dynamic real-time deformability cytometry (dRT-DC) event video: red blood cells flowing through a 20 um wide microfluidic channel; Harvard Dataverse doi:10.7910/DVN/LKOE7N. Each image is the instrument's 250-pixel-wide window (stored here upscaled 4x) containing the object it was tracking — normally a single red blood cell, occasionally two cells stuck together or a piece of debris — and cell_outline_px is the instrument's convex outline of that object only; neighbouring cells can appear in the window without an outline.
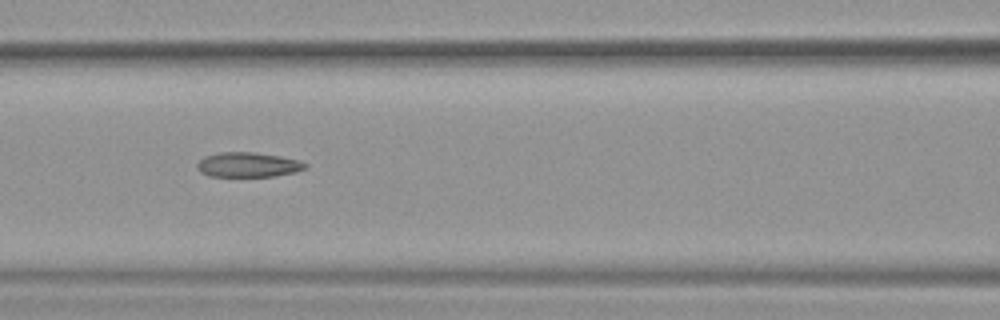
{"species": "common noctule bat (a hibernating species)", "species_latin": "Nyctalus noctula", "temperature_condition": "warm", "stored_images_in_passage": 54, "camera_frame_rate_fps": 3000, "um_per_image_px": 0.085, "animal": {"sex": "female", "body_mass_g": 19.9}, "frame": {"image": 1, "passage_image": 24, "time_ms": 7.667, "image_size_px": [1000, 320], "cell_outline_px": [[308, 168], [296, 172], [276, 176], [208, 176], [200, 172], [196, 168], [196, 164], [204, 156], [220, 152], [252, 152], [280, 156], [300, 160], [308, 164]], "centroid_in_image_um": [21.1, 14.0], "position_along_channel_um": 145.5, "area_um2": 15.78}, "authors_computed_cell_mechanics": {"area_um2": 16.9065, "velocity_mm_per_s": 3.811, "shape_relaxation_time_tau1_ms": 11.3407, "shape_relaxation_time_tau2_ms": 3.1099, "deformation_change_tau1": 0.2228, "deformation_change_tau2": 0.118}}